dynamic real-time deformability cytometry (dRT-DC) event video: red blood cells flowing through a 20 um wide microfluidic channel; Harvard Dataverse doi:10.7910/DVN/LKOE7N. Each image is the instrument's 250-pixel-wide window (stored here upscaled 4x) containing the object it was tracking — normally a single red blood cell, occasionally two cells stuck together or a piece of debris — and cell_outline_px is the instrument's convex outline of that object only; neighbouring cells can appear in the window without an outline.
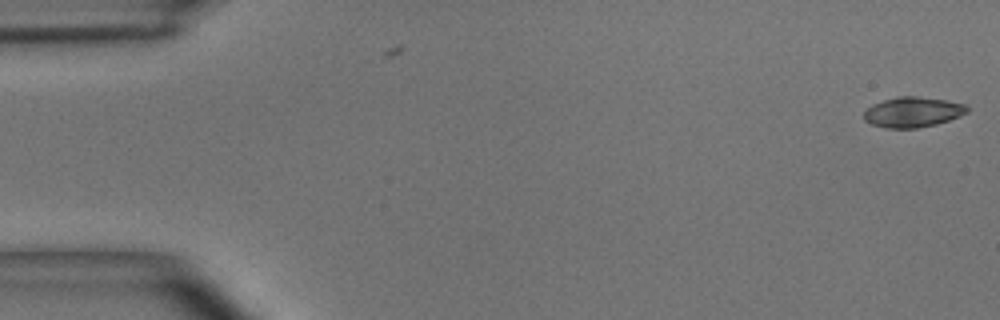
{"species": "common noctule bat (a hibernating species)", "species_latin": "Nyctalus noctula", "temperature_condition": "room temperature", "stored_images_in_passage": 3, "camera_frame_rate_fps": 3000, "um_per_image_px": 0.085, "animal": {"sex": "male", "body_mass_g": 15.6}, "frame": {"image": 1, "passage_image": 3, "time_ms": 0.667, "image_size_px": [1000, 320], "cell_outline_px": [[968, 112], [960, 116], [936, 124], [916, 128], [888, 128], [872, 124], [864, 120], [864, 112], [872, 104], [896, 96], [916, 96], [944, 100], [964, 104], [968, 108]], "centroid_in_image_um": [77.57, 9.52], "position_along_channel_um": 7.4, "area_um2": 18.03}}